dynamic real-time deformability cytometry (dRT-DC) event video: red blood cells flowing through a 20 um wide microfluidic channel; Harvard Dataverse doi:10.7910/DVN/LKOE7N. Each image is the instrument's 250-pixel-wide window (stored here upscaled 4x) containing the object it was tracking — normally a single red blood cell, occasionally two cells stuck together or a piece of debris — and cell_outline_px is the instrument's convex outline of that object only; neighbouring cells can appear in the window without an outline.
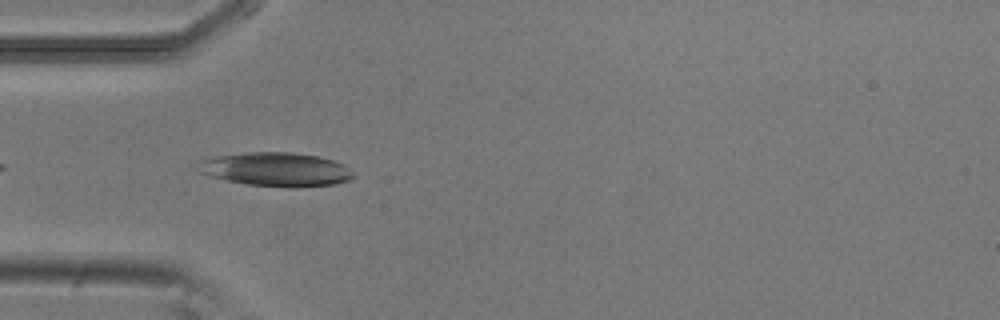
{"species": "common noctule bat (a hibernating species)", "species_latin": "Nyctalus noctula", "temperature_condition": "room temperature", "stored_images_in_passage": 5, "camera_frame_rate_fps": 3000, "um_per_image_px": 0.085, "animal": {"sex": "male", "body_mass_g": 20.5, "forearm_length_mm": 52.5}, "frame": {"image": 1, "passage_image": 2, "time_ms": 0.333, "image_size_px": [1000, 320], "cell_outline_px": [[352, 176], [348, 180], [336, 184], [296, 188], [284, 188], [248, 184], [228, 180], [212, 176], [200, 172], [204, 160], [216, 156], [248, 152], [292, 152], [316, 156], [332, 160], [344, 164], [352, 172]], "centroid_in_image_um": [23.55, 14.41], "position_along_channel_um": 61.5, "area_um2": 30.17}}
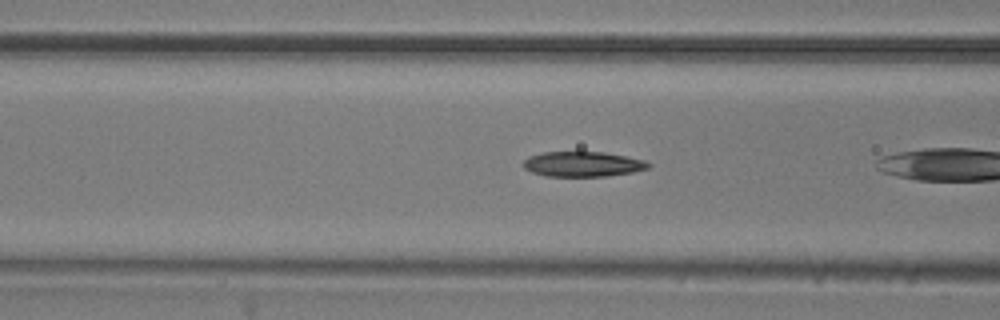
{"frame": {"image": 2, "passage_image": 4, "time_ms": 1.0, "image_size_px": [1000, 320], "cell_outline_px": [[652, 164], [648, 168], [632, 172], [604, 176], [544, 176], [532, 172], [524, 168], [524, 160], [528, 156], [544, 152], [604, 152], [644, 160]], "centroid_in_image_um": [49.51, 13.95], "position_along_channel_um": 117.1, "area_um2": 18.15}}